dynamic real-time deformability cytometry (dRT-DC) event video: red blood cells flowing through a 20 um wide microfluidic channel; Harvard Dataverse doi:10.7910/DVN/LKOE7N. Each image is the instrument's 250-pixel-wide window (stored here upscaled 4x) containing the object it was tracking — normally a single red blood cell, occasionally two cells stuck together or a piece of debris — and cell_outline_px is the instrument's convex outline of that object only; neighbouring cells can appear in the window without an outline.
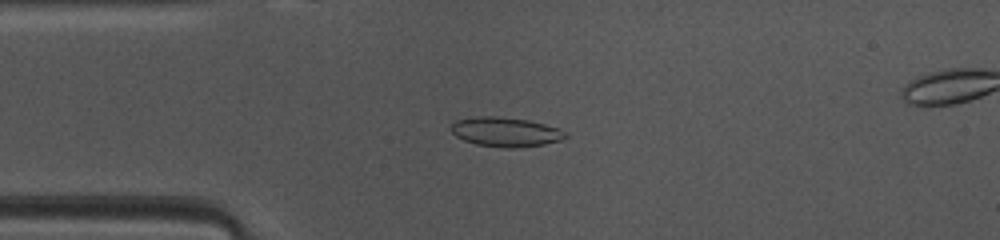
{"species": "common noctule bat (a hibernating species)", "species_latin": "Nyctalus noctula", "temperature_condition": "warm", "stored_images_in_passage": 13, "camera_frame_rate_fps": 3000, "um_per_image_px": 0.085, "animal": {"sex": "female", "body_mass_g": 10.0, "forearm_length_mm": 53.1}, "frame": {"image": 1, "passage_image": 10, "time_ms": 3.0, "image_size_px": [1000, 240], "cell_outline_px": [[568, 136], [560, 140], [544, 144], [516, 148], [504, 148], [476, 144], [464, 140], [456, 136], [448, 128], [456, 120], [476, 116], [496, 116], [528, 120], [560, 128]], "centroid_in_image_um": [42.95, 11.21], "position_along_channel_um": 42.1, "area_um2": 19.65}}